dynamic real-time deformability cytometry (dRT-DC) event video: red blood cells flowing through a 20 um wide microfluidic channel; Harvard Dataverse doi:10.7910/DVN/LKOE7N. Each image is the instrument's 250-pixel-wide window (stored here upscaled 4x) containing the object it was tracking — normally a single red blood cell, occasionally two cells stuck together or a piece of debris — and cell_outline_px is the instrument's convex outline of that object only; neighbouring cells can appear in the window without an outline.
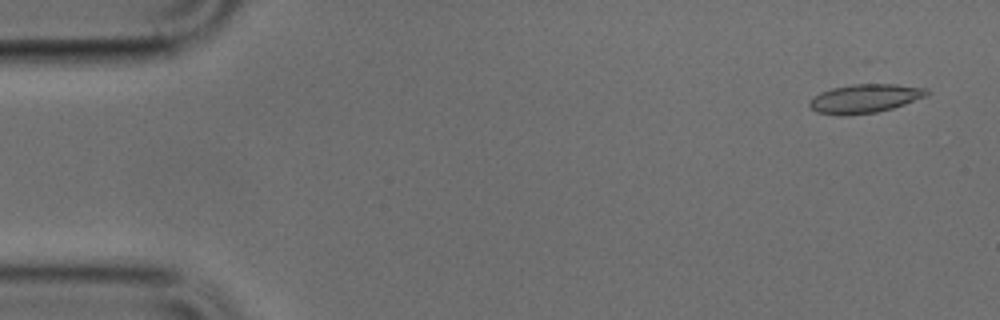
{"species": "common noctule bat (a hibernating species)", "species_latin": "Nyctalus noctula", "temperature_condition": "cold", "stored_images_in_passage": 16, "camera_frame_rate_fps": 3000, "um_per_image_px": 0.085, "animal": {"sex": "male", "body_mass_g": 17.9, "forearm_length_mm": 54.2}, "frame": {"image": 1, "passage_image": 3, "time_ms": 0.667, "image_size_px": [1000, 320], "cell_outline_px": [[928, 92], [924, 96], [904, 104], [892, 108], [876, 112], [844, 116], [816, 112], [808, 104], [820, 92], [832, 88], [852, 84], [896, 84], [928, 88]], "centroid_in_image_um": [73.5, 8.37], "position_along_channel_um": 11.5, "area_um2": 19.42}}